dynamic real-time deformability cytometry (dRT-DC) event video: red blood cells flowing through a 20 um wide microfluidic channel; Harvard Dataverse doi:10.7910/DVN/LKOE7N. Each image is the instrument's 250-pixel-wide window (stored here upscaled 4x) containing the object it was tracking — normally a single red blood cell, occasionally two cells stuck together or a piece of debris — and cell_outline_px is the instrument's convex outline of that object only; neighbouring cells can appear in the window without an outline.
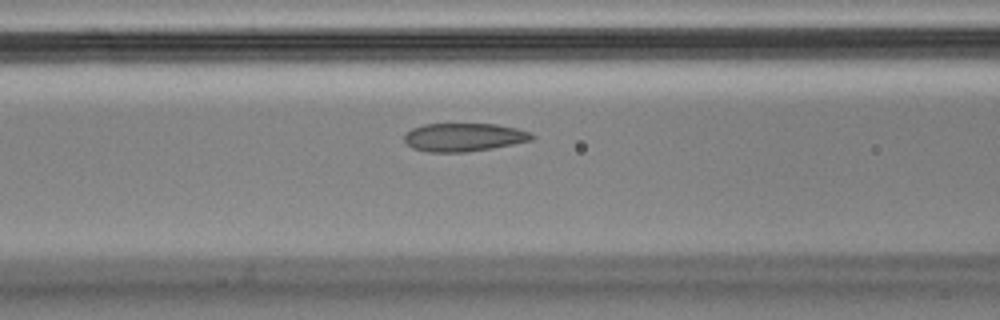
{"species": "Egyptian fruit bat (a non-hibernating species)", "species_latin": "Rousettus aegyptiacus", "temperature_condition": "cold", "stored_images_in_passage": 36, "camera_frame_rate_fps": 3000, "um_per_image_px": 0.085, "animal": {"sex": "male"}, "frame": {"image": 1, "passage_image": 12, "time_ms": 3.667, "image_size_px": [1000, 320], "cell_outline_px": [[536, 136], [532, 140], [492, 148], [468, 152], [428, 152], [412, 148], [404, 140], [404, 132], [412, 128], [424, 124], [496, 124], [516, 128], [532, 132]], "centroid_in_image_um": [39.42, 11.66], "position_along_channel_um": 127.2, "area_um2": 21.15}}
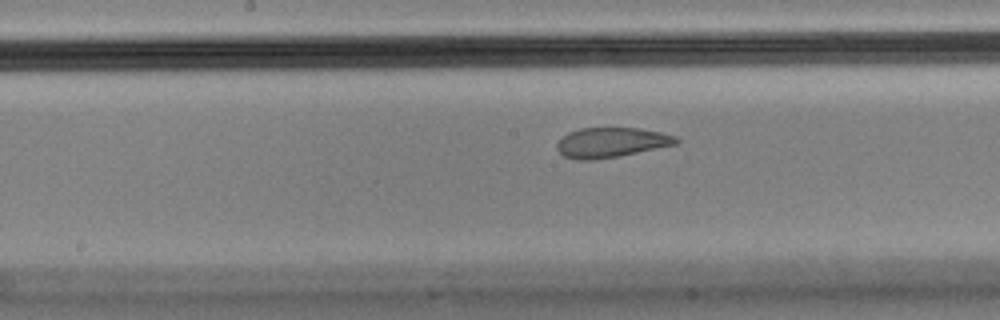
{"frame": {"image": 2, "passage_image": 18, "time_ms": 5.667, "image_size_px": [1000, 320], "cell_outline_px": [[680, 140], [676, 144], [620, 156], [592, 160], [580, 160], [564, 156], [556, 148], [556, 144], [568, 132], [580, 128], [640, 128], [660, 132], [676, 136]], "centroid_in_image_um": [51.96, 12.11], "position_along_channel_um": 196.2, "area_um2": 20.69}}
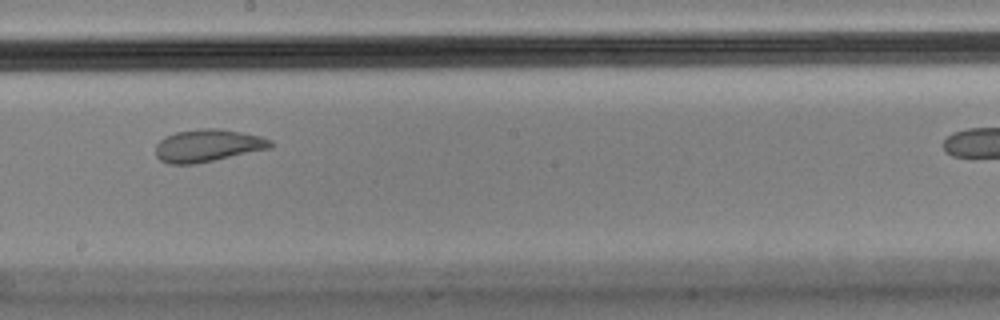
{"frame": {"image": 3, "passage_image": 21, "time_ms": 6.667, "image_size_px": [1000, 320], "cell_outline_px": [[272, 148], [196, 164], [168, 164], [160, 160], [156, 156], [156, 144], [164, 136], [176, 132], [200, 128], [220, 128], [260, 136], [272, 140]], "centroid_in_image_um": [17.65, 12.37], "position_along_channel_um": 230.6, "area_um2": 21.91}}